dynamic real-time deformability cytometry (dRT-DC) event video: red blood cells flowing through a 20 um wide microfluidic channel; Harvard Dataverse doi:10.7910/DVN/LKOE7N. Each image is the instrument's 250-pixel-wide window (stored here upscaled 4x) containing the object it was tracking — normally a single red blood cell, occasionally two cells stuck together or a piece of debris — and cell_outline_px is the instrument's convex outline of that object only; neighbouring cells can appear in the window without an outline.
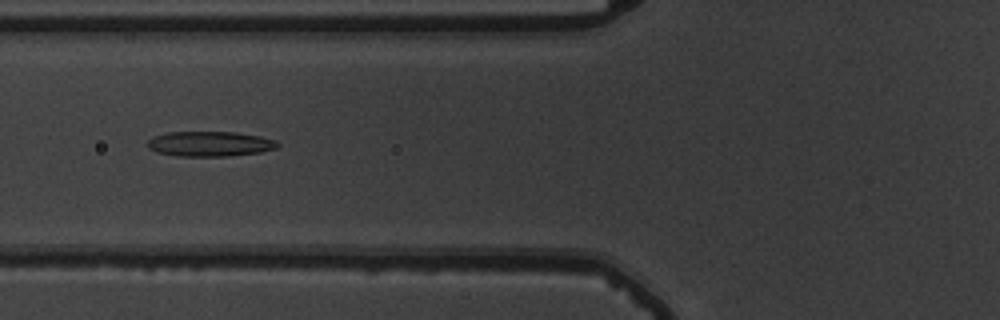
{"species": "common noctule bat (a hibernating species)", "species_latin": "Nyctalus noctula", "temperature_condition": "warm", "stored_images_in_passage": 48, "camera_frame_rate_fps": 3000, "um_per_image_px": 0.085, "animal": {"sex": "male", "body_mass_g": 19.5, "forearm_length_mm": 54.6}, "frame": {"image": 1, "passage_image": 16, "time_ms": 5.0, "image_size_px": [1000, 320], "cell_outline_px": [[280, 144], [276, 148], [260, 152], [228, 156], [176, 156], [156, 152], [148, 148], [148, 140], [152, 136], [168, 132], [236, 132], [260, 136], [276, 140]], "centroid_in_image_um": [17.82, 12.22], "position_along_channel_um": 108.0, "area_um2": 19.07}}
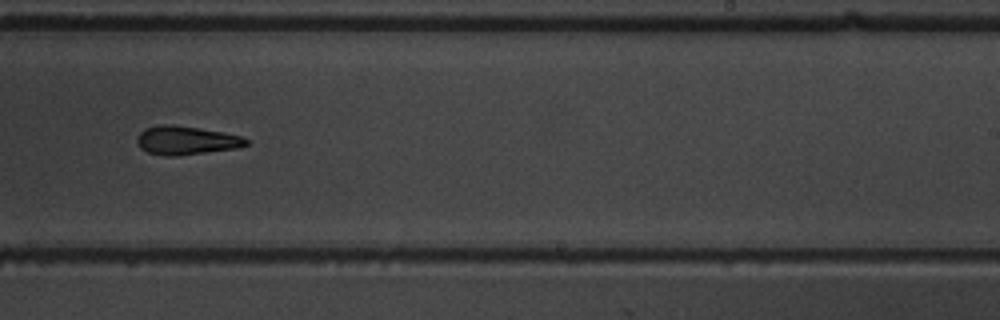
{"frame": {"image": 2, "passage_image": 29, "time_ms": 9.333, "image_size_px": [1000, 320], "cell_outline_px": [[252, 140], [248, 144], [236, 148], [176, 156], [164, 156], [148, 152], [140, 148], [136, 140], [140, 132], [144, 128], [160, 124], [172, 124], [244, 136]], "centroid_in_image_um": [15.82, 11.93], "position_along_channel_um": 273.2, "area_um2": 18.21}}
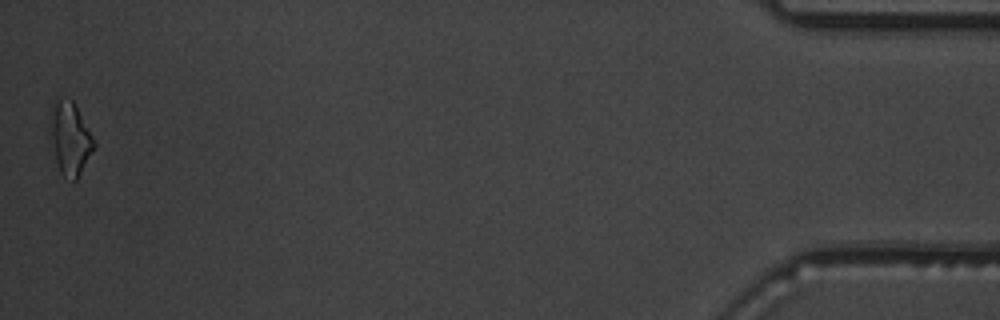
{"frame": {"image": 3, "passage_image": 48, "time_ms": 15.667, "image_size_px": [1000, 320], "cell_outline_px": [[96, 144], [76, 180], [72, 180], [64, 176], [60, 172], [56, 160], [52, 136], [52, 100], [56, 96], [60, 96], [72, 100], [92, 136]], "centroid_in_image_um": [5.96, 11.72], "position_along_channel_um": 429.2, "area_um2": 17.8}, "authors_computed_cell_mechanics": {"area_um2": 18.3515, "velocity_mm_per_s": 3.8239, "shape_relaxation_time_tau1_ms": 7.0862, "shape_relaxation_time_tau2_ms": 4.0744, "deformation_change_tau1": 0.1815, "deformation_change_tau2": 0.1482}}